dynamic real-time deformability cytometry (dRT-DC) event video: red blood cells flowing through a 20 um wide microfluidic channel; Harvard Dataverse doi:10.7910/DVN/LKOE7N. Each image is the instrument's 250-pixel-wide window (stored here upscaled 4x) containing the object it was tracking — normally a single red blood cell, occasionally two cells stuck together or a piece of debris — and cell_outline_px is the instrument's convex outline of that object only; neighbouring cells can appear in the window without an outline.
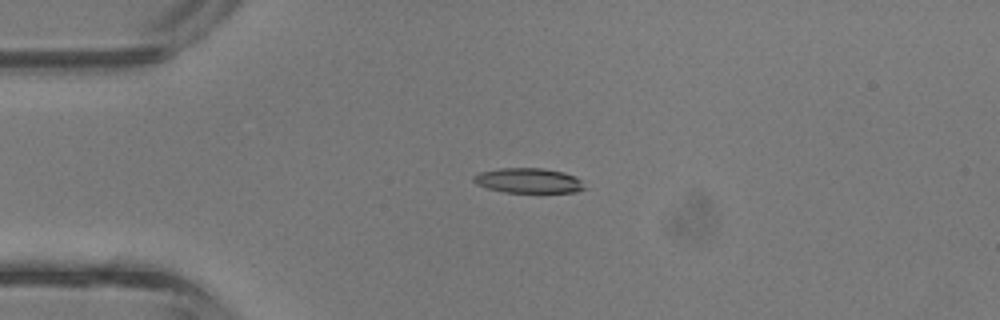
{"species": "common noctule bat (a hibernating species)", "species_latin": "Nyctalus noctula", "temperature_condition": "room temperature", "stored_images_in_passage": 4, "camera_frame_rate_fps": 3000, "um_per_image_px": 0.085, "animal": {"sex": "male", "body_mass_g": 13.3}, "frame": {"image": 1, "passage_image": 3, "time_ms": 0.667, "image_size_px": [1000, 320], "cell_outline_px": [[588, 188], [576, 192], [504, 192], [488, 188], [476, 184], [472, 180], [472, 176], [480, 172], [500, 168], [540, 168], [564, 172], [580, 180]], "centroid_in_image_um": [44.91, 15.35], "position_along_channel_um": 40.1, "area_um2": 16.07}}
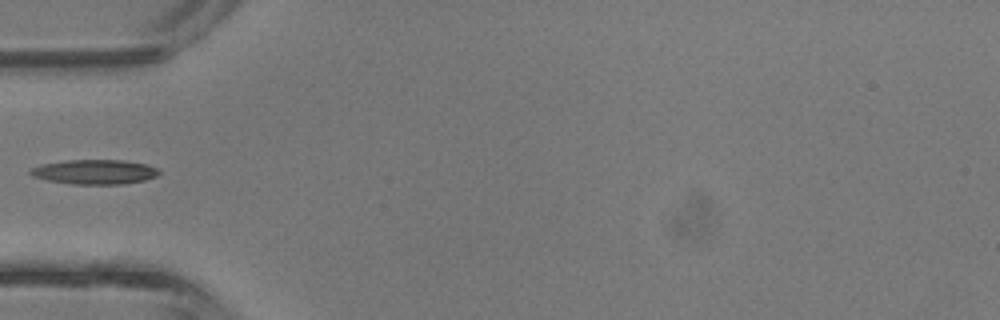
{"frame": {"image": 2, "passage_image": 4, "time_ms": 1.0, "image_size_px": [1000, 320], "cell_outline_px": [[160, 172], [156, 176], [144, 180], [120, 184], [72, 184], [48, 180], [32, 176], [28, 172], [32, 168], [44, 164], [68, 160], [120, 160], [148, 164], [156, 168]], "centroid_in_image_um": [8.05, 14.61], "position_along_channel_um": 76.9, "area_um2": 18.21}}